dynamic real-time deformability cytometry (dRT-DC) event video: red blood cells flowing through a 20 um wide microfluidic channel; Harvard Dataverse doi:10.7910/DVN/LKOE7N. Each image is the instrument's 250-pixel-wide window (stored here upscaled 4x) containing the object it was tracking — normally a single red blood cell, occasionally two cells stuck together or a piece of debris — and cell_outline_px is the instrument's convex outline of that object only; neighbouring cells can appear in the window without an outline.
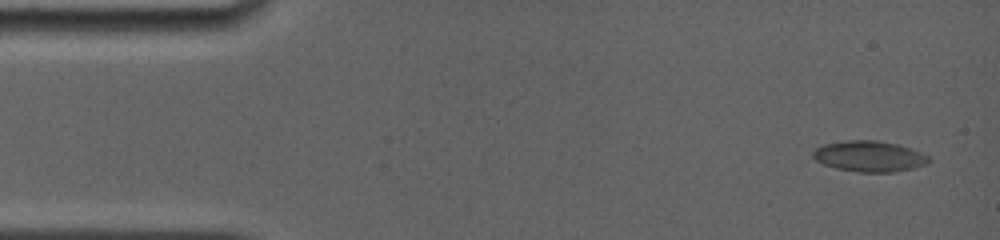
{"species": "common noctule bat (a hibernating species)", "species_latin": "Nyctalus noctula", "temperature_condition": "room temperature", "stored_images_in_passage": 29, "camera_frame_rate_fps": 4000, "um_per_image_px": 0.085, "animal": {"sex": "female", "body_mass_g": 19.0, "forearm_length_mm": 56.7}, "frame": {"image": 1, "passage_image": 1, "time_ms": 0.0, "image_size_px": [1000, 240], "cell_outline_px": [[932, 160], [928, 164], [912, 168], [892, 172], [860, 172], [836, 168], [824, 164], [816, 160], [812, 156], [812, 152], [816, 148], [824, 144], [848, 140], [876, 140], [896, 144], [920, 152], [928, 156]], "centroid_in_image_um": [73.89, 13.28], "position_along_channel_um": 11.1, "area_um2": 20.63}}
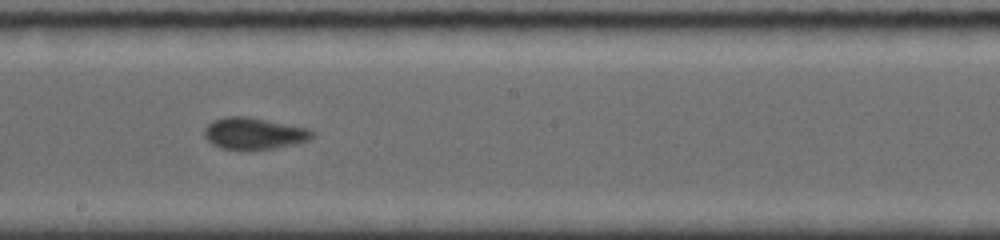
{"frame": {"image": 2, "passage_image": 13, "time_ms": 8.5, "image_size_px": [1000, 240], "cell_outline_px": [[316, 136], [308, 140], [292, 144], [272, 148], [220, 148], [212, 144], [204, 136], [204, 128], [212, 120], [228, 116], [248, 116], [308, 128], [316, 132]], "centroid_in_image_um": [21.59, 11.31], "position_along_channel_um": 226.6, "area_um2": 19.65}}
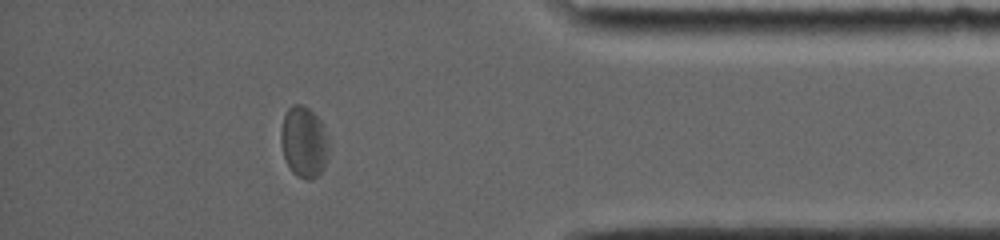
{"frame": {"image": 3, "passage_image": 25, "time_ms": 13.75, "image_size_px": [1000, 240], "cell_outline_px": [[328, 148], [324, 168], [316, 176], [296, 176], [292, 172], [284, 156], [280, 140], [280, 132], [284, 116], [288, 108], [292, 104], [300, 104], [308, 108], [320, 120], [328, 136]], "centroid_in_image_um": [25.82, 12.01], "position_along_channel_um": 409.4, "area_um2": 19.42}, "authors_computed_cell_mechanics": {"area_um2": 19.7098, "velocity_mm_per_s": 3.7812, "shape_relaxation_time_tau1_ms": null, "shape_relaxation_time_tau2_ms": 1.4402, "deformation_change_tau1": null, "deformation_change_tau2": 0.062}}